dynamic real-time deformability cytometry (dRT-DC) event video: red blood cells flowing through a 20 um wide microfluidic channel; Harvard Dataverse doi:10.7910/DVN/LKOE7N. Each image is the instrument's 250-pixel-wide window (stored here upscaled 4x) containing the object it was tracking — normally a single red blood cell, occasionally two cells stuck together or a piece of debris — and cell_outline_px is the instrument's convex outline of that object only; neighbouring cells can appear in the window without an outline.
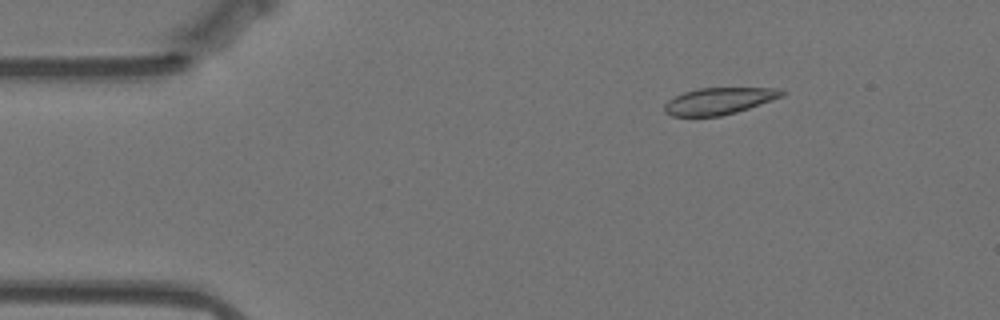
{"species": "Egyptian fruit bat (a non-hibernating species)", "species_latin": "Rousettus aegyptiacus", "temperature_condition": "warm", "stored_images_in_passage": 46, "camera_frame_rate_fps": 3000, "um_per_image_px": 0.085, "animal": {"sex": "female"}, "frame": {"image": 1, "passage_image": 8, "time_ms": 2.333, "image_size_px": [1000, 320], "cell_outline_px": [[788, 92], [784, 96], [736, 112], [720, 116], [672, 116], [664, 112], [664, 104], [668, 100], [684, 92], [700, 88], [780, 88]], "centroid_in_image_um": [61.14, 8.58], "position_along_channel_um": 23.9, "area_um2": 18.26}}
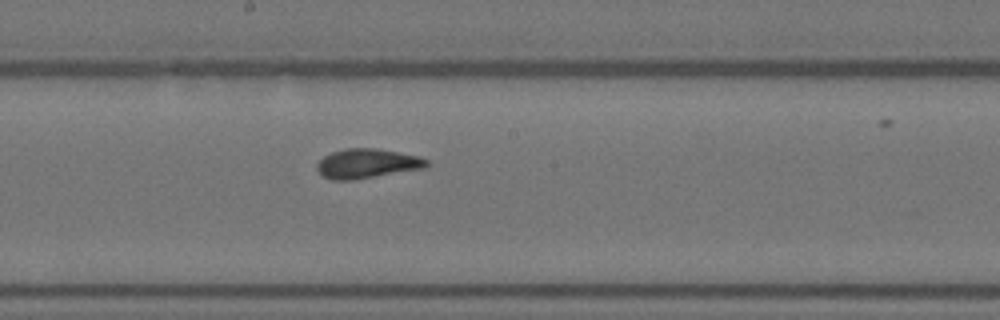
{"frame": {"image": 2, "passage_image": 30, "time_ms": 9.667, "image_size_px": [1000, 320], "cell_outline_px": [[432, 164], [428, 168], [352, 180], [332, 180], [324, 176], [316, 168], [316, 164], [324, 156], [332, 152], [344, 148], [376, 148], [420, 156], [428, 160]], "centroid_in_image_um": [31.27, 13.9], "position_along_channel_um": 216.9, "area_um2": 19.07}}
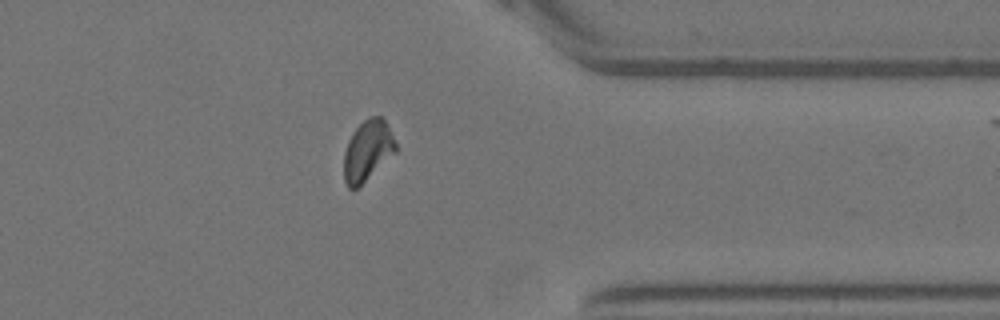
{"frame": {"image": 3, "passage_image": 45, "time_ms": 14.667, "image_size_px": [1000, 320], "cell_outline_px": [[396, 152], [356, 188], [348, 188], [344, 180], [344, 152], [348, 140], [352, 132], [368, 116], [380, 116], [384, 120], [396, 144]], "centroid_in_image_um": [31.22, 12.78], "position_along_channel_um": 380.2, "area_um2": 17.92}}